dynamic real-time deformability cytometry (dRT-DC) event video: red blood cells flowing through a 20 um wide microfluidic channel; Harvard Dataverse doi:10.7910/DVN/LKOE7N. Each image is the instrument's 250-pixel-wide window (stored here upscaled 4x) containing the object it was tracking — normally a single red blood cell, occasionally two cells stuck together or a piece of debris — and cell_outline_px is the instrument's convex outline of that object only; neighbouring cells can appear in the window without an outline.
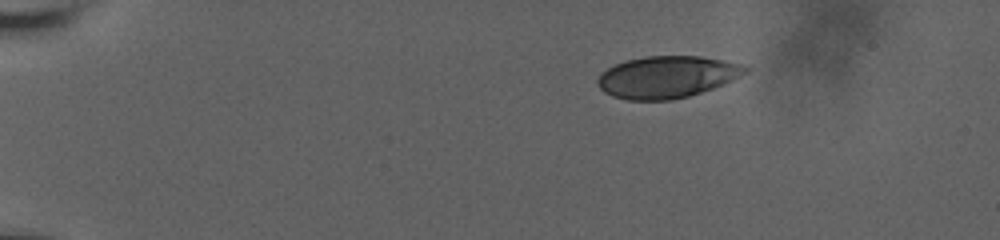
{"species": "human", "species_latin": "Homo sapiens", "temperature_condition": "room temperature", "stored_images_in_passage": 13, "camera_frame_rate_fps": 3000, "um_per_image_px": 0.085, "donor": {"sex": "male"}, "frame": {"image": 1, "passage_image": 1, "time_ms": 0.0, "image_size_px": [1000, 240], "cell_outline_px": [[748, 72], [712, 88], [688, 96], [672, 100], [628, 100], [612, 96], [604, 92], [596, 84], [596, 80], [608, 68], [624, 60], [644, 56], [700, 56], [724, 60], [740, 64], [748, 68]], "centroid_in_image_um": [56.65, 6.54], "position_along_channel_um": 28.3, "area_um2": 35.84}}
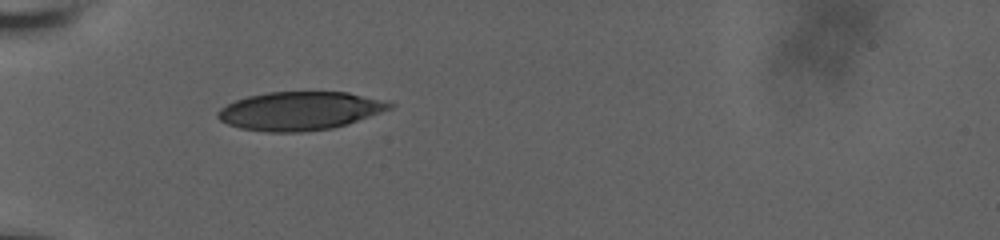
{"frame": {"image": 2, "passage_image": 12, "time_ms": 3.333, "image_size_px": [1000, 240], "cell_outline_px": [[396, 104], [392, 108], [348, 124], [332, 128], [300, 132], [268, 132], [240, 128], [228, 124], [220, 120], [216, 116], [216, 112], [220, 108], [236, 100], [248, 96], [268, 92], [348, 92]], "centroid_in_image_um": [25.46, 9.43], "position_along_channel_um": 59.5, "area_um2": 38.32}}